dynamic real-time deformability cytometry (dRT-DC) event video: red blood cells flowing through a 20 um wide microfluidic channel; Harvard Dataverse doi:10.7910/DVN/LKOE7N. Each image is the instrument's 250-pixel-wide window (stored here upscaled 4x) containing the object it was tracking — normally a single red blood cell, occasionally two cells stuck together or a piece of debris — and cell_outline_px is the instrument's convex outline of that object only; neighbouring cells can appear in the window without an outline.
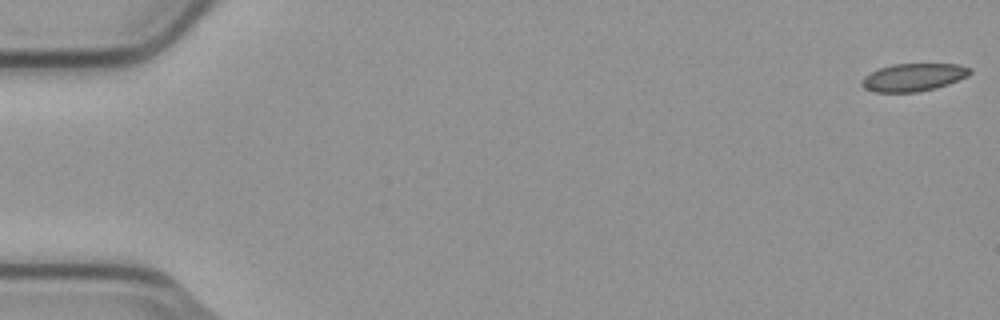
{"species": "common noctule bat (a hibernating species)", "species_latin": "Nyctalus noctula", "temperature_condition": "cold", "stored_images_in_passage": 18, "segment_of_instrument_passage": [1, 2], "camera_frame_rate_fps": 3000, "um_per_image_px": 0.085, "animal": {"sex": "male", "body_mass_g": 23.1, "forearm_length_mm": 52.7}, "frame": {"image": 1, "passage_image": 1, "time_ms": 0.0, "image_size_px": [1000, 320], "cell_outline_px": [[972, 72], [968, 76], [948, 84], [936, 88], [920, 92], [876, 92], [864, 88], [860, 84], [860, 80], [864, 76], [880, 68], [892, 64], [960, 64], [972, 68]], "centroid_in_image_um": [77.66, 6.57], "position_along_channel_um": 7.3, "area_um2": 17.63}}
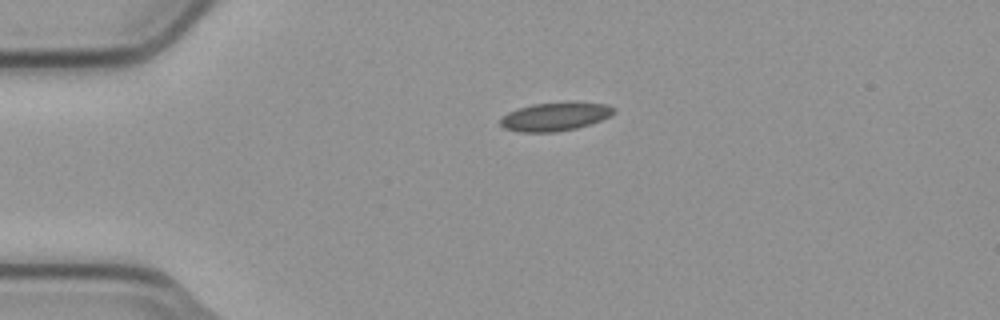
{"frame": {"image": 2, "passage_image": 13, "time_ms": 4.0, "image_size_px": [1000, 320], "cell_outline_px": [[616, 112], [612, 116], [576, 128], [556, 132], [520, 132], [504, 128], [500, 124], [500, 120], [508, 112], [532, 104], [604, 104], [616, 108]], "centroid_in_image_um": [47.16, 9.95], "position_along_channel_um": 37.8, "area_um2": 18.09}}